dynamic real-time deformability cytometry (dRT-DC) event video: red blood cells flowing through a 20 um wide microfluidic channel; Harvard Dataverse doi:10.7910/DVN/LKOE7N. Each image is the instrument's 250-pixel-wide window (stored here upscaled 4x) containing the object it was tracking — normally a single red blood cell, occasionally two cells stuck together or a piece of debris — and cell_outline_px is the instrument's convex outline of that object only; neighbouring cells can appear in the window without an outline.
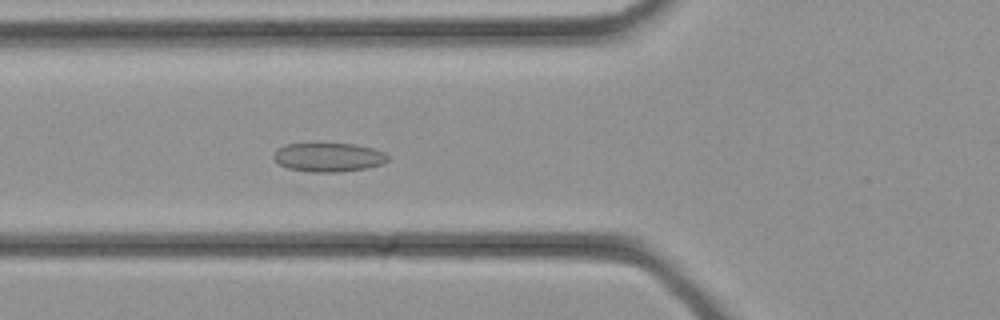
{"species": "common noctule bat (a hibernating species)", "species_latin": "Nyctalus noctula", "temperature_condition": "cold", "stored_images_in_passage": 30, "camera_frame_rate_fps": 3000, "um_per_image_px": 0.085, "animal": {"sex": "female", "body_mass_g": 21.9}, "frame": {"image": 1, "passage_image": 7, "time_ms": 2.0, "image_size_px": [1000, 320], "cell_outline_px": [[388, 160], [380, 164], [368, 168], [340, 172], [308, 172], [288, 168], [280, 164], [272, 156], [276, 148], [284, 144], [312, 140], [320, 140], [356, 144], [372, 148], [384, 152], [388, 156]], "centroid_in_image_um": [27.86, 13.3], "position_along_channel_um": 97.9, "area_um2": 20.4}}
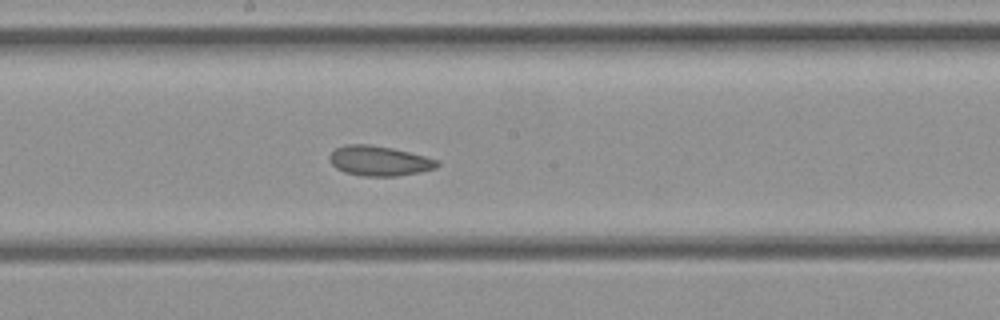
{"frame": {"image": 2, "passage_image": 13, "time_ms": 4.0, "image_size_px": [1000, 320], "cell_outline_px": [[440, 164], [436, 168], [420, 172], [396, 176], [364, 176], [344, 172], [336, 168], [332, 164], [328, 156], [336, 148], [344, 144], [368, 144], [392, 148], [440, 160]], "centroid_in_image_um": [32.23, 13.67], "position_along_channel_um": 216.0, "area_um2": 18.79}}
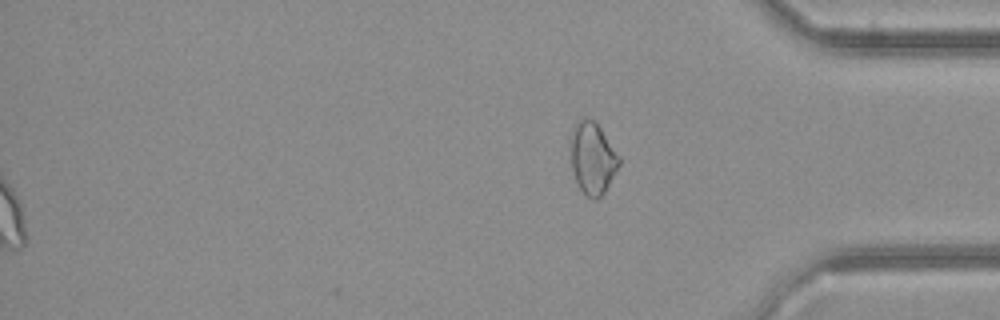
{"frame": {"image": 3, "passage_image": 30, "time_ms": 9.667, "image_size_px": [1000, 320], "cell_outline_px": [[620, 164], [604, 192], [596, 200], [588, 196], [580, 188], [576, 180], [572, 168], [572, 132], [576, 124], [584, 116], [588, 116], [596, 120], [620, 156]], "centroid_in_image_um": [50.4, 13.39], "position_along_channel_um": 384.8, "area_um2": 20.06}}